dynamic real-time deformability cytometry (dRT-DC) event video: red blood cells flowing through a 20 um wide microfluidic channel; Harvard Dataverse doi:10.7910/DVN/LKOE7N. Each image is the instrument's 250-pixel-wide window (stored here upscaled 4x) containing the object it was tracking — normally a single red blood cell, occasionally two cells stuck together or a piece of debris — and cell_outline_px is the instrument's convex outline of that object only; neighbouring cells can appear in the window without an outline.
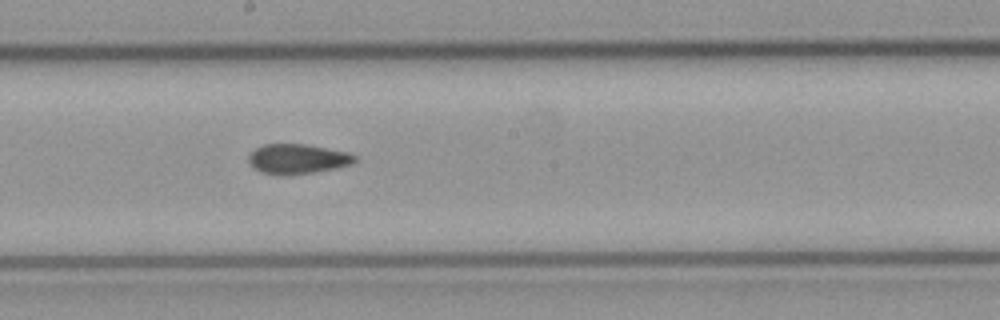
{"species": "common noctule bat (a hibernating species)", "species_latin": "Nyctalus noctula", "temperature_condition": "cold", "stored_images_in_passage": 10, "camera_frame_rate_fps": 3000, "um_per_image_px": 0.085, "animal": {"sex": "male", "body_mass_g": 23.1, "forearm_length_mm": 52.7}, "frame": {"image": 1, "passage_image": 9, "time_ms": 2.667, "image_size_px": [1000, 320], "cell_outline_px": [[356, 160], [352, 164], [336, 168], [312, 172], [280, 176], [260, 172], [252, 168], [248, 160], [248, 156], [256, 148], [264, 144], [304, 144], [348, 152], [356, 156]], "centroid_in_image_um": [25.26, 13.52], "position_along_channel_um": 222.9, "area_um2": 18.5}}
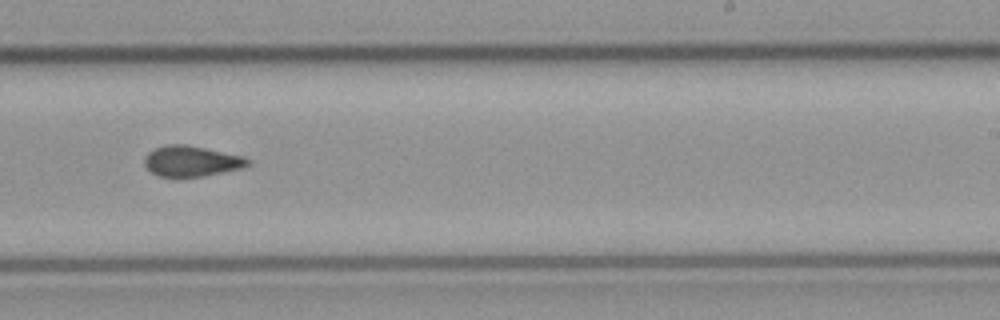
{"frame": {"image": 2, "passage_image": 10, "time_ms": 3.0, "image_size_px": [1000, 320], "cell_outline_px": [[252, 164], [240, 168], [204, 176], [160, 176], [152, 172], [144, 164], [144, 160], [148, 152], [164, 144], [184, 144], [244, 156], [252, 160]], "centroid_in_image_um": [16.3, 13.68], "position_along_channel_um": 272.7, "area_um2": 18.26}}